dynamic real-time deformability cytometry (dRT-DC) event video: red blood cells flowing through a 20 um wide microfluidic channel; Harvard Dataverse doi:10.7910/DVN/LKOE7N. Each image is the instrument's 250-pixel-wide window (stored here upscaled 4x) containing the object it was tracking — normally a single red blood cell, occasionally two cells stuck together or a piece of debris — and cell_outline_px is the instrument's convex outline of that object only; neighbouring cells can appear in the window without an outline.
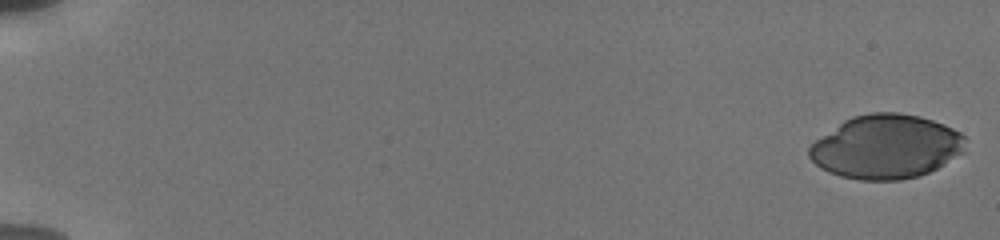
{"species": "human", "species_latin": "Homo sapiens", "temperature_condition": "cold", "stored_images_in_passage": 55, "camera_frame_rate_fps": 3000, "um_per_image_px": 0.085, "donor": {"sex": "male"}, "frame": {"image": 1, "passage_image": 1, "time_ms": 0.0, "image_size_px": [1000, 240], "cell_outline_px": [[968, 140], [964, 152], [944, 164], [920, 176], [900, 180], [860, 180], [840, 176], [828, 172], [820, 168], [808, 156], [808, 148], [816, 140], [844, 120], [852, 116], [872, 112], [900, 112], [920, 116], [944, 124], [960, 132]], "centroid_in_image_um": [75.34, 12.47], "position_along_channel_um": 9.7, "area_um2": 58.44}}